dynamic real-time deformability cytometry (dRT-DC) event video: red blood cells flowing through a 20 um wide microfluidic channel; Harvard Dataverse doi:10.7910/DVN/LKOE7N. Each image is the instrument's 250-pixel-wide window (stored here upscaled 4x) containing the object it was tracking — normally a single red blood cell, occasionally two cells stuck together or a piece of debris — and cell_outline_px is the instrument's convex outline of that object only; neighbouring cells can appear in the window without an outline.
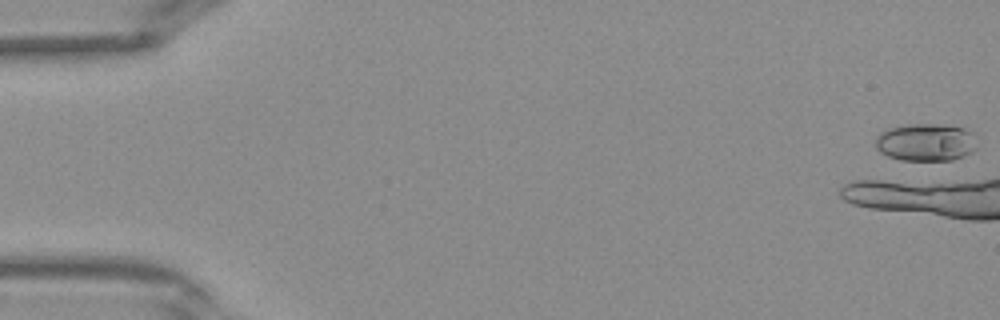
{"species": "Egyptian fruit bat (a non-hibernating species)", "species_latin": "Rousettus aegyptiacus", "temperature_condition": "warm", "stored_images_in_passage": 4, "camera_frame_rate_fps": 3000, "um_per_image_px": 0.085, "frame": {"image": 1, "passage_image": 1, "time_ms": 0.0, "image_size_px": [1000, 320], "cell_outline_px": [[976, 148], [972, 152], [964, 156], [952, 160], [900, 160], [888, 156], [880, 152], [876, 148], [876, 136], [880, 132], [888, 128], [908, 124], [932, 124], [964, 128], [972, 132]], "centroid_in_image_um": [78.66, 12.1], "position_along_channel_um": 6.3, "area_um2": 22.2}}